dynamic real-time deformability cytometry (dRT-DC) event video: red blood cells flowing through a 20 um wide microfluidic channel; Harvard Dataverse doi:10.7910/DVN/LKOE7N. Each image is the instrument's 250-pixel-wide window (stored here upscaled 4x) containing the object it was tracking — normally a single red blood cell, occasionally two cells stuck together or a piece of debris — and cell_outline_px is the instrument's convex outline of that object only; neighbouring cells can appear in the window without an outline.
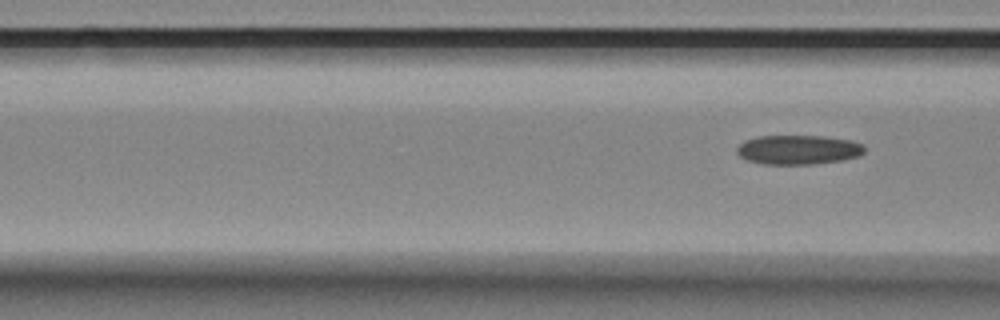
{"species": "Egyptian fruit bat (a non-hibernating species)", "species_latin": "Rousettus aegyptiacus", "temperature_condition": "room temperature", "stored_images_in_passage": 8, "segment_of_instrument_passage": [2, 2], "camera_frame_rate_fps": 3000, "um_per_image_px": 0.085, "animal": {"sex": "female"}, "frame": {"image": 1, "passage_image": 8, "time_ms": 8.333, "image_size_px": [1000, 320], "cell_outline_px": [[864, 152], [860, 156], [844, 160], [812, 164], [760, 164], [744, 160], [736, 152], [736, 148], [744, 140], [756, 136], [824, 136], [852, 140], [864, 144]], "centroid_in_image_um": [67.84, 12.73], "position_along_channel_um": 98.8, "area_um2": 22.2}}